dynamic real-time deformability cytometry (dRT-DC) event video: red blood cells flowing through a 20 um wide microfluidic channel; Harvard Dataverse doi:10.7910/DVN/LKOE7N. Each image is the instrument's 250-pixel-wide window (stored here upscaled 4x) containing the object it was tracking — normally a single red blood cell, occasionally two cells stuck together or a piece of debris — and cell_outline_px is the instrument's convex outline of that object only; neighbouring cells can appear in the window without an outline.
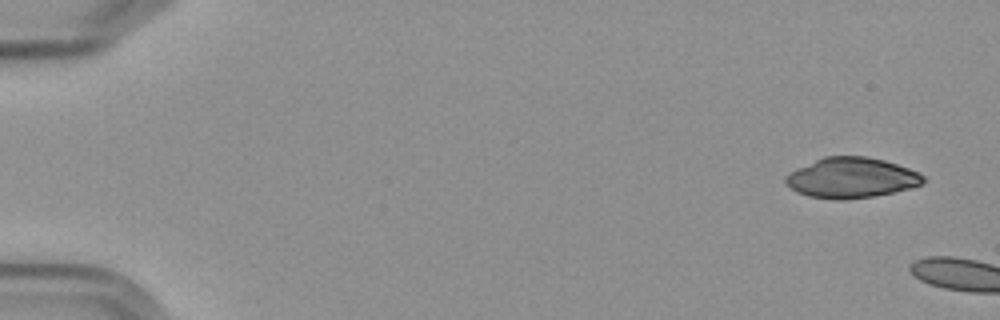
{"species": "Egyptian fruit bat (a non-hibernating species)", "species_latin": "Rousettus aegyptiacus", "temperature_condition": "cold", "stored_images_in_passage": 2, "camera_frame_rate_fps": 3000, "um_per_image_px": 0.085, "frame": {"image": 1, "passage_image": 1, "time_ms": 0.0, "image_size_px": [1000, 320], "cell_outline_px": [[928, 180], [912, 188], [872, 196], [840, 200], [836, 200], [808, 196], [796, 192], [784, 180], [784, 176], [788, 172], [796, 168], [824, 156], [864, 156], [884, 160], [920, 172]], "centroid_in_image_um": [72.36, 15.11], "position_along_channel_um": 12.6, "area_um2": 32.43}}